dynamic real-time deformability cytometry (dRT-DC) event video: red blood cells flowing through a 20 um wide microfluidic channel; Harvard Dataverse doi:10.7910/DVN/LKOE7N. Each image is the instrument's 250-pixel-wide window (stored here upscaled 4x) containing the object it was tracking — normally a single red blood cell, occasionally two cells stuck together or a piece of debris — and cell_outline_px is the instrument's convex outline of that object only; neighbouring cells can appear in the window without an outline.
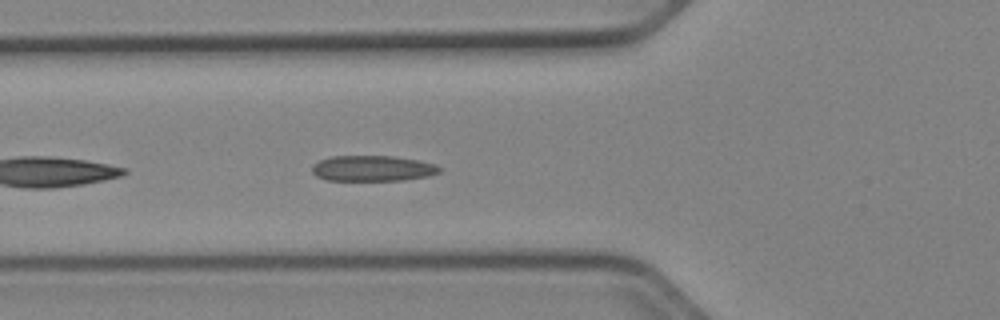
{"species": "Egyptian fruit bat (a non-hibernating species)", "species_latin": "Rousettus aegyptiacus", "temperature_condition": "cold", "stored_images_in_passage": 7, "camera_frame_rate_fps": 3000, "um_per_image_px": 0.085, "animal": {"sex": "female"}, "frame": {"image": 1, "passage_image": 4, "time_ms": 1.0, "image_size_px": [1000, 320], "cell_outline_px": [[440, 172], [428, 176], [404, 180], [324, 180], [316, 176], [312, 172], [312, 164], [320, 160], [332, 156], [392, 156], [416, 160], [436, 164], [440, 168]], "centroid_in_image_um": [31.64, 14.31], "position_along_channel_um": 94.2, "area_um2": 19.02}}